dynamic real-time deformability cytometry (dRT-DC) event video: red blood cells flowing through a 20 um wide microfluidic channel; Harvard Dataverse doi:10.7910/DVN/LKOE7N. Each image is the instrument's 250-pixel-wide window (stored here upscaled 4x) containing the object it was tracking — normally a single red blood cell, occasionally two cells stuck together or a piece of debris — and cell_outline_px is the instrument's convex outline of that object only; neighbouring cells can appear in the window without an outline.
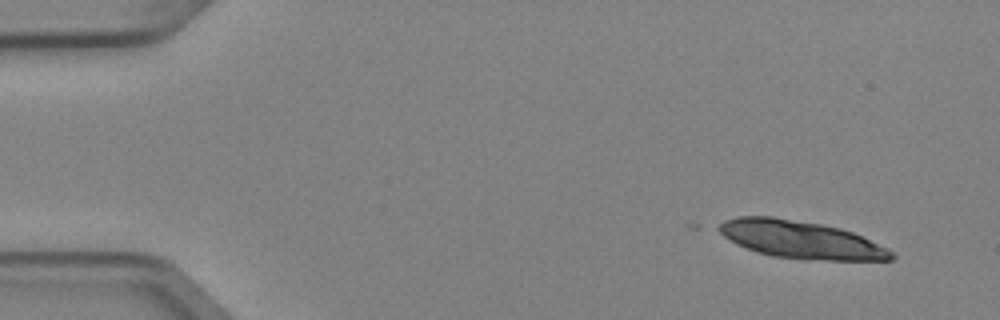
{"species": "Egyptian fruit bat (a non-hibernating species)", "species_latin": "Rousettus aegyptiacus", "temperature_condition": "cold", "stored_images_in_passage": 5, "camera_frame_rate_fps": 3000, "um_per_image_px": 0.085, "animal": {"sex": "female"}, "frame": {"image": 1, "passage_image": 2, "time_ms": 0.333, "image_size_px": [1000, 320], "cell_outline_px": [[896, 256], [892, 260], [804, 260], [772, 256], [736, 244], [712, 228], [724, 220], [736, 216], [772, 216], [820, 224], [840, 228], [852, 232], [888, 248]], "centroid_in_image_um": [68.02, 20.36], "position_along_channel_um": 17.0, "area_um2": 37.97}}